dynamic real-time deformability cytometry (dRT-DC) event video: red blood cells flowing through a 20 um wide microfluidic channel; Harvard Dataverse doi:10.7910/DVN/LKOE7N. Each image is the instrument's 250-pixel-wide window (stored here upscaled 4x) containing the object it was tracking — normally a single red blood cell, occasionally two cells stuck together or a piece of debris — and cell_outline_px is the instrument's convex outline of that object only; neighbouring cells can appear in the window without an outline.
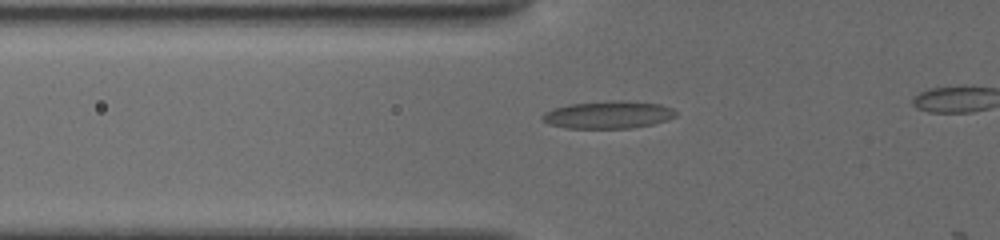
{"species": "common noctule bat (a hibernating species)", "species_latin": "Nyctalus noctula", "temperature_condition": "cold", "stored_images_in_passage": 12, "camera_frame_rate_fps": 3000, "um_per_image_px": 0.085, "animal": {"sex": "female", "body_mass_g": 19.5, "forearm_length_mm": 54.1}, "frame": {"image": 1, "passage_image": 11, "time_ms": 5.333, "image_size_px": [1000, 240], "cell_outline_px": [[676, 116], [668, 120], [652, 124], [632, 128], [568, 128], [548, 124], [540, 116], [544, 112], [552, 108], [572, 104], [660, 104], [672, 108], [676, 112]], "centroid_in_image_um": [51.65, 9.82], "position_along_channel_um": 74.1, "area_um2": 20.0}}